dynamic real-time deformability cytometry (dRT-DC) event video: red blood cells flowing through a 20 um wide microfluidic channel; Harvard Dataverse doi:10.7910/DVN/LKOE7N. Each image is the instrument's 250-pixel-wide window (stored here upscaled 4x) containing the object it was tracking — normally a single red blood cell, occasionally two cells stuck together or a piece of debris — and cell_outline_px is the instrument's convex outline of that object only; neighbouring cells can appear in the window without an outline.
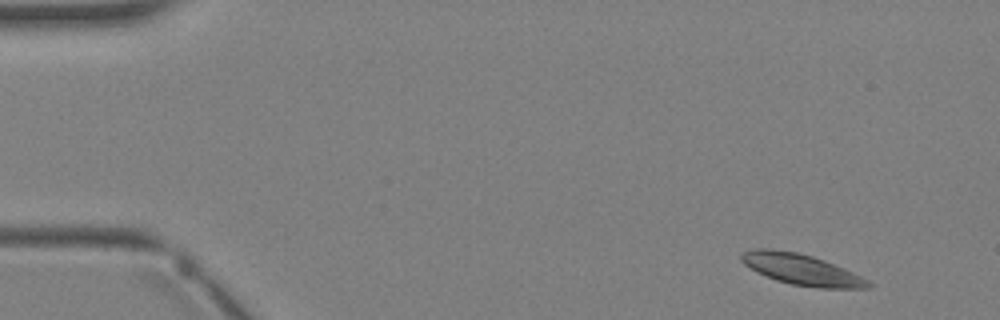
{"species": "Egyptian fruit bat (a non-hibernating species)", "species_latin": "Rousettus aegyptiacus", "temperature_condition": "warm", "stored_images_in_passage": 3, "camera_frame_rate_fps": 3000, "um_per_image_px": 0.085, "animal": {"sex": "female"}, "frame": {"image": 1, "passage_image": 1, "time_ms": 0.0, "image_size_px": [1000, 320], "cell_outline_px": [[872, 288], [816, 288], [792, 284], [776, 280], [756, 272], [744, 264], [740, 260], [740, 252], [752, 248], [772, 248], [796, 252], [812, 256], [824, 260], [844, 268], [868, 280], [872, 284]], "centroid_in_image_um": [68.08, 22.89], "position_along_channel_um": 16.9, "area_um2": 23.0}}
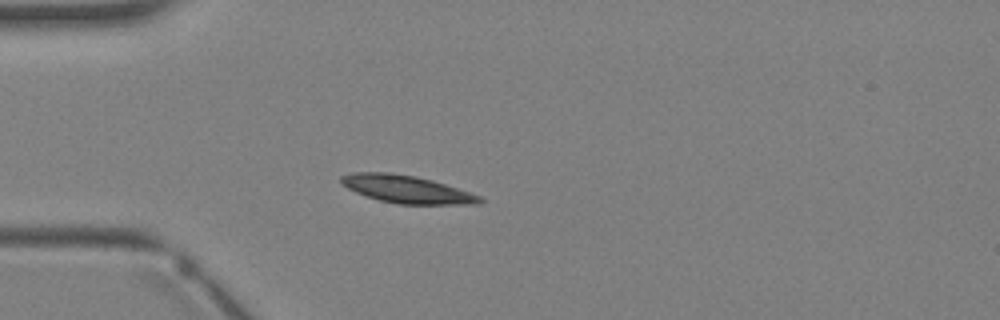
{"frame": {"image": 2, "passage_image": 3, "time_ms": 2.333, "image_size_px": [1000, 320], "cell_outline_px": [[484, 200], [480, 204], [396, 204], [380, 200], [356, 192], [340, 184], [340, 176], [352, 172], [392, 172], [416, 176], [432, 180], [480, 196]], "centroid_in_image_um": [34.53, 16.07], "position_along_channel_um": 50.5, "area_um2": 22.25}}